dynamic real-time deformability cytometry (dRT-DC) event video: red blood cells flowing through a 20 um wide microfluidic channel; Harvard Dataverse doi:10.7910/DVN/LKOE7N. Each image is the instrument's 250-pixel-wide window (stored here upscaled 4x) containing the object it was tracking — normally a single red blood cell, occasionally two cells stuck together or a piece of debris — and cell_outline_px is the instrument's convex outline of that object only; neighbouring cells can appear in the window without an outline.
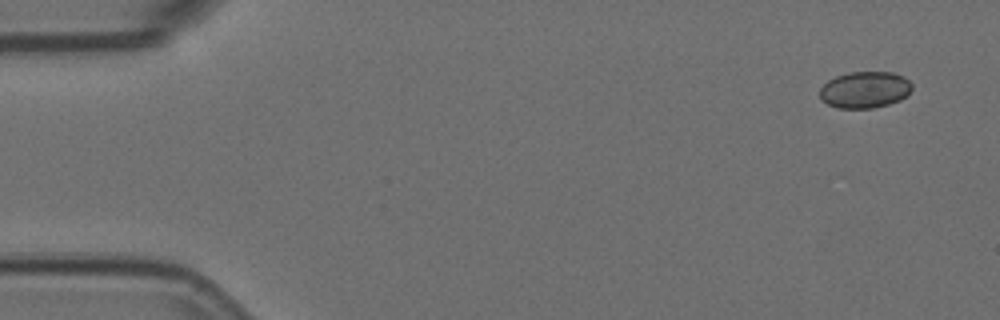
{"species": "Egyptian fruit bat (a non-hibernating species)", "species_latin": "Rousettus aegyptiacus", "temperature_condition": "room temperature", "stored_images_in_passage": 5, "camera_frame_rate_fps": 3000, "um_per_image_px": 0.085, "animal": {"sex": "female"}, "frame": {"image": 1, "passage_image": 1, "time_ms": 0.0, "image_size_px": [1000, 320], "cell_outline_px": [[912, 88], [900, 100], [888, 104], [872, 108], [836, 108], [820, 100], [820, 88], [828, 80], [836, 76], [848, 72], [892, 72], [904, 76], [912, 84]], "centroid_in_image_um": [73.48, 7.62], "position_along_channel_um": 11.5, "area_um2": 19.65}}
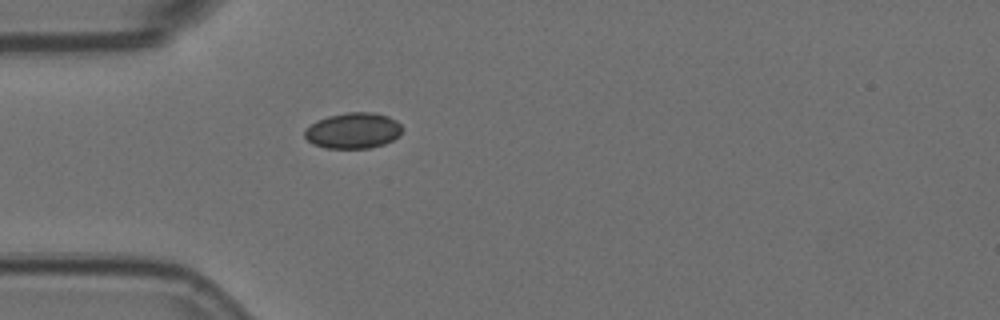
{"frame": {"image": 2, "passage_image": 5, "time_ms": 1.333, "image_size_px": [1000, 320], "cell_outline_px": [[404, 128], [400, 136], [384, 144], [368, 148], [324, 148], [312, 144], [304, 136], [304, 128], [316, 120], [328, 116], [348, 112], [376, 112], [388, 116], [396, 120]], "centroid_in_image_um": [30.02, 11.09], "position_along_channel_um": 55.0, "area_um2": 20.69}}